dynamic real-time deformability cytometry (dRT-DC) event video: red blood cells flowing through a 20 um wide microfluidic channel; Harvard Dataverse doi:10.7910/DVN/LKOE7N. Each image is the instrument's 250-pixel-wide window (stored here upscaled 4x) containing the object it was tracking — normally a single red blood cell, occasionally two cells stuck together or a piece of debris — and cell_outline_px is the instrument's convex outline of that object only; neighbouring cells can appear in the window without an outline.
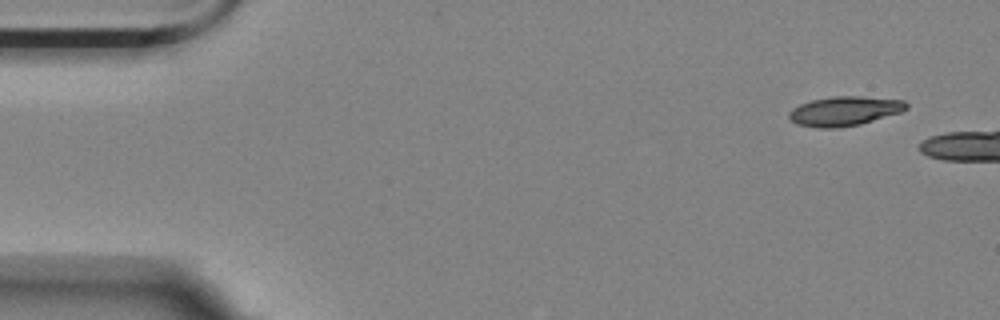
{"species": "Egyptian fruit bat (a non-hibernating species)", "species_latin": "Rousettus aegyptiacus", "temperature_condition": "room temperature", "stored_images_in_passage": 4, "camera_frame_rate_fps": 3000, "um_per_image_px": 0.085, "animal": {"sex": "female"}, "frame": {"image": 1, "passage_image": 1, "time_ms": 0.0, "image_size_px": [1000, 320], "cell_outline_px": [[908, 108], [900, 112], [860, 124], [836, 128], [820, 128], [796, 124], [788, 116], [788, 112], [792, 108], [800, 104], [812, 100], [832, 96], [860, 96], [904, 100], [908, 104]], "centroid_in_image_um": [71.76, 9.43], "position_along_channel_um": 13.2, "area_um2": 20.06}}